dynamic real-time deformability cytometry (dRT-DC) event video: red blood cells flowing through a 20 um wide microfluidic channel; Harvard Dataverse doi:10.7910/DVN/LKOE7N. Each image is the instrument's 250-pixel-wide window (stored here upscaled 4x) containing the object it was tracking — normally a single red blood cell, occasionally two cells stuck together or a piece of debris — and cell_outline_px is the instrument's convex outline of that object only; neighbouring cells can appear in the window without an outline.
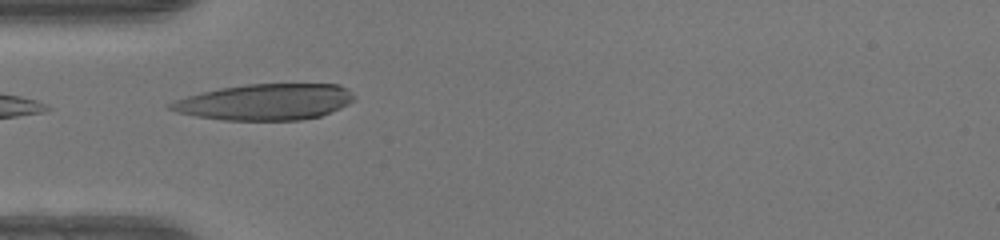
{"species": "human", "species_latin": "Homo sapiens", "temperature_condition": "warm", "stored_images_in_passage": 34, "camera_frame_rate_fps": 3000, "um_per_image_px": 0.085, "donor": {"sex": "female"}, "frame": {"image": 1, "passage_image": 1, "time_ms": 0.0, "image_size_px": [1000, 240], "cell_outline_px": [[356, 96], [348, 104], [340, 108], [320, 116], [300, 120], [224, 120], [196, 116], [176, 112], [168, 108], [164, 104], [188, 96], [220, 88], [248, 84], [340, 84], [348, 88]], "centroid_in_image_um": [22.56, 8.66], "position_along_channel_um": 62.4, "area_um2": 38.67}}
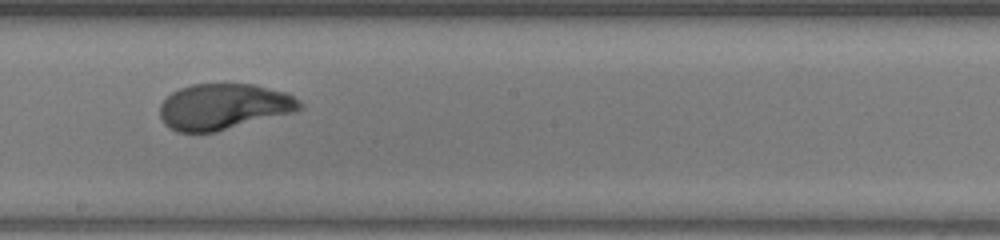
{"frame": {"image": 2, "passage_image": 13, "time_ms": 4.0, "image_size_px": [1000, 240], "cell_outline_px": [[304, 108], [296, 112], [216, 132], [176, 132], [168, 128], [164, 124], [160, 116], [160, 104], [172, 92], [180, 88], [192, 84], [256, 84], [288, 92], [300, 100], [304, 104]], "centroid_in_image_um": [19.06, 9.06], "position_along_channel_um": 229.1, "area_um2": 38.03}}
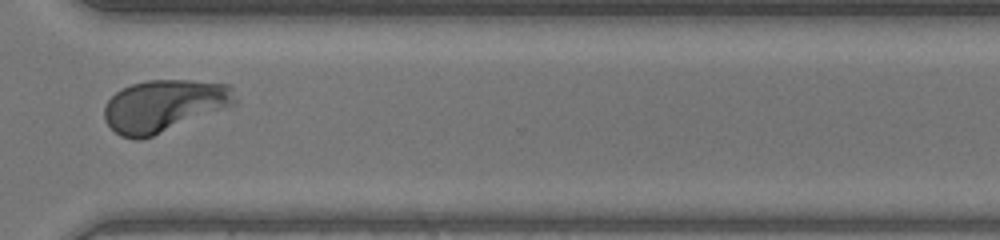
{"frame": {"image": 3, "passage_image": 22, "time_ms": 7.0, "image_size_px": [1000, 240], "cell_outline_px": [[236, 104], [152, 136], [140, 140], [136, 140], [120, 136], [104, 120], [104, 104], [120, 88], [132, 84], [148, 80], [192, 80], [232, 84], [236, 100]], "centroid_in_image_um": [13.94, 8.97], "position_along_channel_um": 356.7, "area_um2": 39.77}, "authors_computed_cell_mechanics": {"area_um2": 38.3503, "velocity_mm_per_s": 4.2271, "shape_relaxation_time_tau1_ms": 3.3903, "shape_relaxation_time_tau2_ms": 1.0277, "deformation_change_tau1": 0.2175, "deformation_change_tau2": 0.0547}}